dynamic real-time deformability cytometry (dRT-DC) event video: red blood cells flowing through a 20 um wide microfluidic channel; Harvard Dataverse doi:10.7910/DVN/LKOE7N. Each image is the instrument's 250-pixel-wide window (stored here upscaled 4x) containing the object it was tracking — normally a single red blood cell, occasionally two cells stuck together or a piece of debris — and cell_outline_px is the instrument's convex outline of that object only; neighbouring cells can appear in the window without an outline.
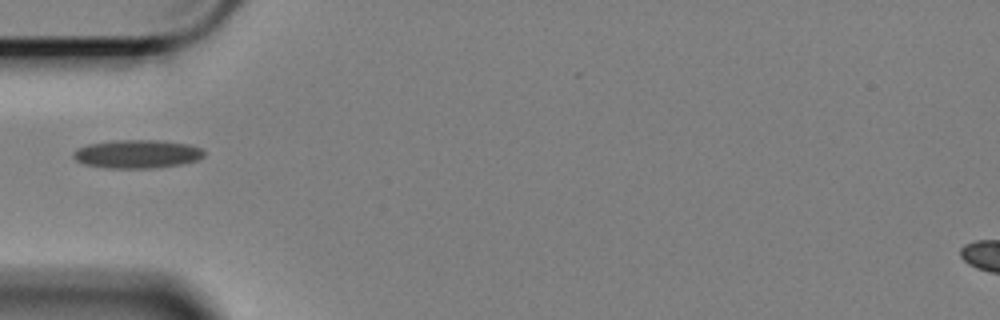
{"species": "Egyptian fruit bat (a non-hibernating species)", "species_latin": "Rousettus aegyptiacus", "temperature_condition": "cold", "stored_images_in_passage": 41, "camera_frame_rate_fps": 3000, "um_per_image_px": 0.085, "animal": {"sex": "female"}, "frame": {"image": 1, "passage_image": 1, "time_ms": 0.0, "image_size_px": [1000, 320], "cell_outline_px": [[204, 156], [196, 160], [180, 164], [152, 168], [108, 168], [84, 164], [76, 160], [72, 156], [72, 152], [88, 144], [112, 140], [164, 140], [188, 144], [200, 148], [204, 152]], "centroid_in_image_um": [11.64, 13.08], "position_along_channel_um": 73.4, "area_um2": 21.62}}
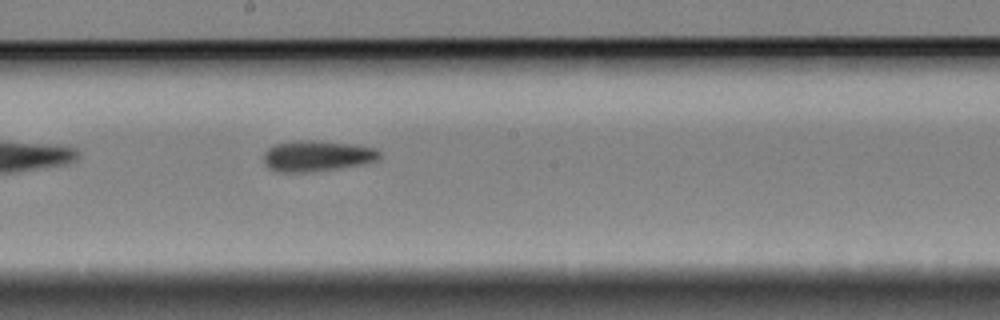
{"frame": {"image": 2, "passage_image": 14, "time_ms": 4.333, "image_size_px": [1000, 320], "cell_outline_px": [[380, 156], [376, 160], [336, 168], [308, 172], [276, 172], [268, 168], [264, 164], [264, 152], [268, 148], [276, 144], [296, 140], [316, 140], [352, 144], [376, 148], [380, 152]], "centroid_in_image_um": [26.87, 13.24], "position_along_channel_um": 221.3, "area_um2": 20.63}}
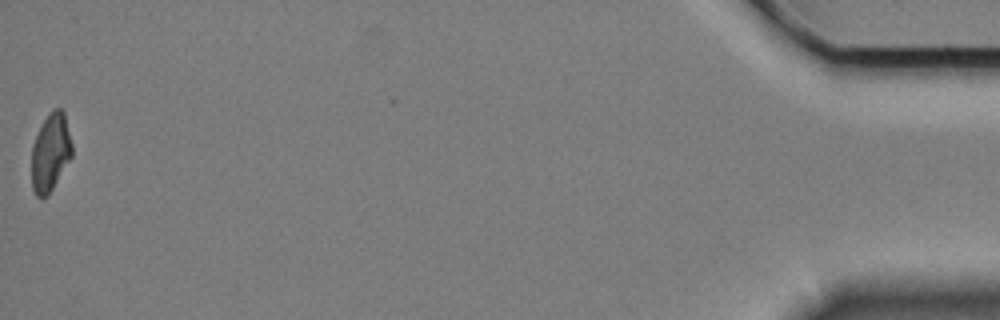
{"frame": {"image": 3, "passage_image": 41, "time_ms": 13.333, "image_size_px": [1000, 320], "cell_outline_px": [[72, 156], [48, 196], [40, 200], [36, 196], [32, 188], [32, 148], [36, 136], [48, 112], [52, 108], [60, 108], [64, 112], [72, 144]], "centroid_in_image_um": [4.29, 12.98], "position_along_channel_um": 430.9, "area_um2": 18.38}}